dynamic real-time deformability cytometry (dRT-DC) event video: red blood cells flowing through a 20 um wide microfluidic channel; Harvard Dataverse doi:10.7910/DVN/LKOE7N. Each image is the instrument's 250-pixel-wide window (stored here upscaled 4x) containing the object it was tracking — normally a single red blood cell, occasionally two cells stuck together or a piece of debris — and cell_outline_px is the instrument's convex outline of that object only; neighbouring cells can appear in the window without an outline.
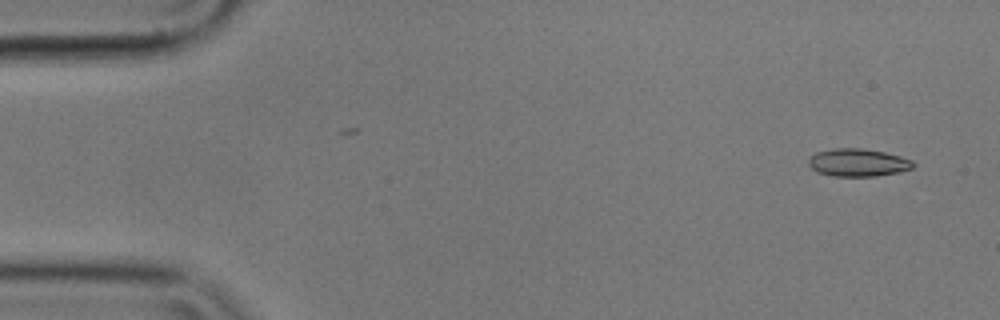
{"species": "common noctule bat (a hibernating species)", "species_latin": "Nyctalus noctula", "temperature_condition": "cold", "stored_images_in_passage": 54, "camera_frame_rate_fps": 3000, "um_per_image_px": 0.085, "animal": {"sex": "male", "body_mass_g": 17.9}, "frame": {"image": 1, "passage_image": 2, "time_ms": 0.333, "image_size_px": [1000, 320], "cell_outline_px": [[916, 164], [912, 168], [900, 172], [876, 176], [832, 176], [816, 172], [808, 164], [808, 156], [816, 152], [836, 148], [864, 148], [884, 152], [900, 156], [912, 160]], "centroid_in_image_um": [72.91, 13.82], "position_along_channel_um": 12.1, "area_um2": 17.11}}
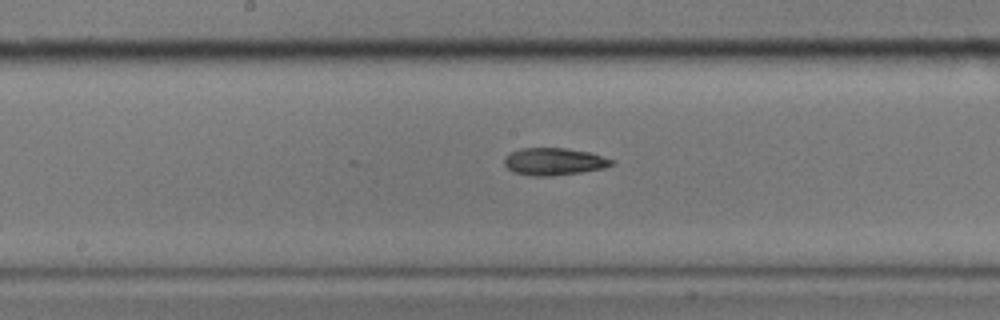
{"frame": {"image": 2, "passage_image": 27, "time_ms": 8.667, "image_size_px": [1000, 320], "cell_outline_px": [[616, 164], [604, 168], [580, 172], [552, 176], [532, 176], [512, 172], [504, 164], [504, 156], [520, 148], [564, 148], [592, 152], [616, 160]], "centroid_in_image_um": [47.13, 13.73], "position_along_channel_um": 201.1, "area_um2": 17.34}}
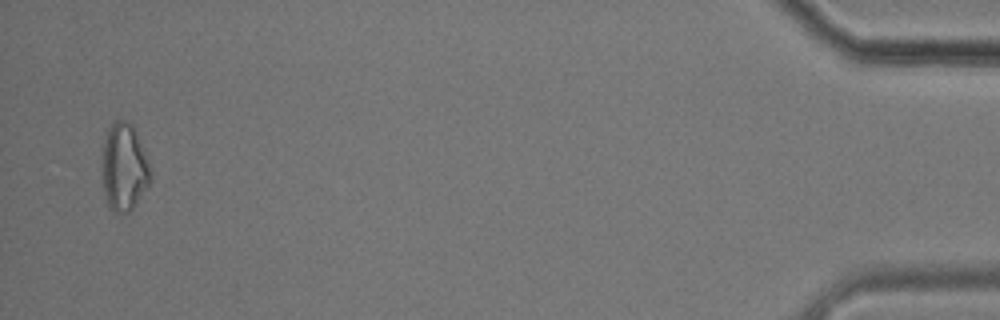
{"frame": {"image": 3, "passage_image": 53, "time_ms": 17.333, "image_size_px": [1000, 320], "cell_outline_px": [[152, 180], [136, 204], [128, 212], [116, 212], [108, 208], [104, 192], [104, 136], [108, 128], [116, 120], [124, 120], [132, 124], [152, 172]], "centroid_in_image_um": [10.57, 14.23], "position_along_channel_um": 424.6, "area_um2": 24.16}, "authors_computed_cell_mechanics": {"area_um2": 17.1666, "velocity_mm_per_s": 3.5695, "shape_relaxation_time_tau1_ms": null, "shape_relaxation_time_tau2_ms": 4.8127, "deformation_change_tau1": null, "deformation_change_tau2": 0.1368}}